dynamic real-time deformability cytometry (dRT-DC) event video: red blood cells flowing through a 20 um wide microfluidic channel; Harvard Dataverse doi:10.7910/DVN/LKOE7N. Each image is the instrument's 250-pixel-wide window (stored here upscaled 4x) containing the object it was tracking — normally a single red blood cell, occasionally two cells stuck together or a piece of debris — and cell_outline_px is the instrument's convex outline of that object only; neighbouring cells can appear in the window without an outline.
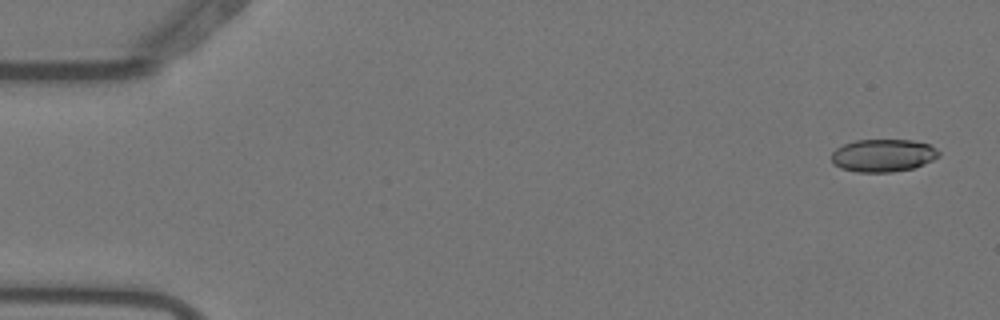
{"species": "Egyptian fruit bat (a non-hibernating species)", "species_latin": "Rousettus aegyptiacus", "temperature_condition": "warm", "stored_images_in_passage": 5, "segment_of_instrument_passage": [1, 2], "camera_frame_rate_fps": 3000, "um_per_image_px": 0.085, "animal": {"sex": "female"}, "frame": {"image": 1, "passage_image": 1, "time_ms": 0.0, "image_size_px": [1000, 320], "cell_outline_px": [[940, 156], [924, 164], [912, 168], [892, 172], [856, 172], [840, 168], [832, 164], [832, 152], [836, 148], [844, 144], [856, 140], [912, 140], [928, 144], [936, 148], [940, 152]], "centroid_in_image_um": [75.05, 13.21], "position_along_channel_um": 9.9, "area_um2": 20.52}}